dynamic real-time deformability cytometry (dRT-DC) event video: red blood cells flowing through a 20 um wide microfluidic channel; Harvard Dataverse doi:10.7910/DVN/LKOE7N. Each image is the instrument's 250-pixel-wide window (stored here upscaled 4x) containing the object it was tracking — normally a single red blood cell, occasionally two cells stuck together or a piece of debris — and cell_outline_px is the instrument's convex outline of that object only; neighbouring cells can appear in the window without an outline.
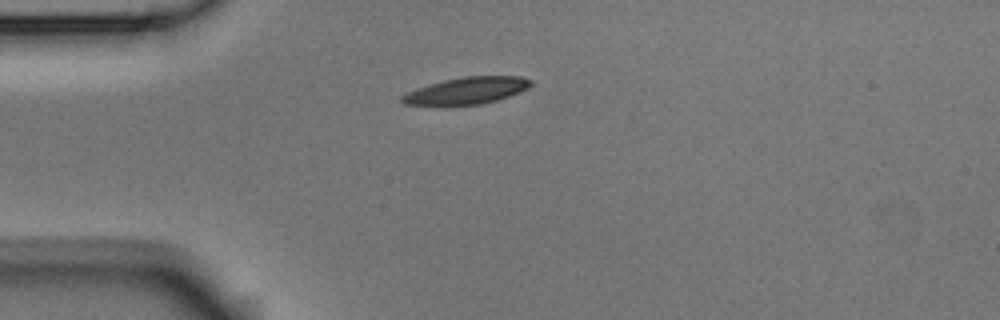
{"species": "Egyptian fruit bat (a non-hibernating species)", "species_latin": "Rousettus aegyptiacus", "temperature_condition": "room temperature", "stored_images_in_passage": 4, "camera_frame_rate_fps": 3000, "um_per_image_px": 0.085, "animal": {"sex": "male"}, "frame": {"image": 1, "passage_image": 1, "time_ms": 0.0, "image_size_px": [1000, 320], "cell_outline_px": [[532, 84], [528, 88], [520, 92], [496, 100], [480, 104], [404, 104], [400, 100], [400, 96], [416, 88], [428, 84], [444, 80], [464, 76], [520, 76], [532, 80]], "centroid_in_image_um": [39.69, 7.68], "position_along_channel_um": 45.3, "area_um2": 19.83}}
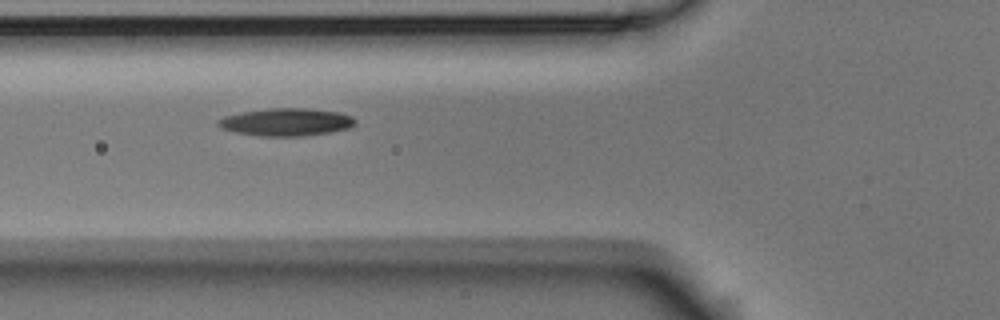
{"frame": {"image": 2, "passage_image": 3, "time_ms": 0.667, "image_size_px": [1000, 320], "cell_outline_px": [[356, 124], [348, 128], [332, 132], [304, 136], [256, 136], [236, 132], [220, 128], [216, 124], [216, 120], [224, 116], [240, 112], [268, 108], [304, 108], [340, 112], [352, 116], [356, 120]], "centroid_in_image_um": [24.31, 10.37], "position_along_channel_um": 101.5, "area_um2": 22.37}}
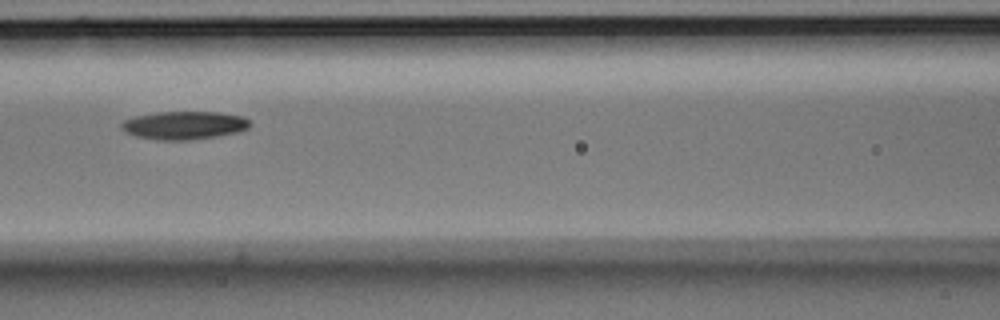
{"frame": {"image": 3, "passage_image": 4, "time_ms": 1.0, "image_size_px": [1000, 320], "cell_outline_px": [[252, 124], [248, 128], [236, 132], [216, 136], [188, 140], [160, 140], [136, 136], [124, 132], [120, 128], [120, 124], [124, 120], [136, 116], [156, 112], [220, 112], [244, 116]], "centroid_in_image_um": [15.64, 10.64], "position_along_channel_um": 151.0, "area_um2": 21.1}}